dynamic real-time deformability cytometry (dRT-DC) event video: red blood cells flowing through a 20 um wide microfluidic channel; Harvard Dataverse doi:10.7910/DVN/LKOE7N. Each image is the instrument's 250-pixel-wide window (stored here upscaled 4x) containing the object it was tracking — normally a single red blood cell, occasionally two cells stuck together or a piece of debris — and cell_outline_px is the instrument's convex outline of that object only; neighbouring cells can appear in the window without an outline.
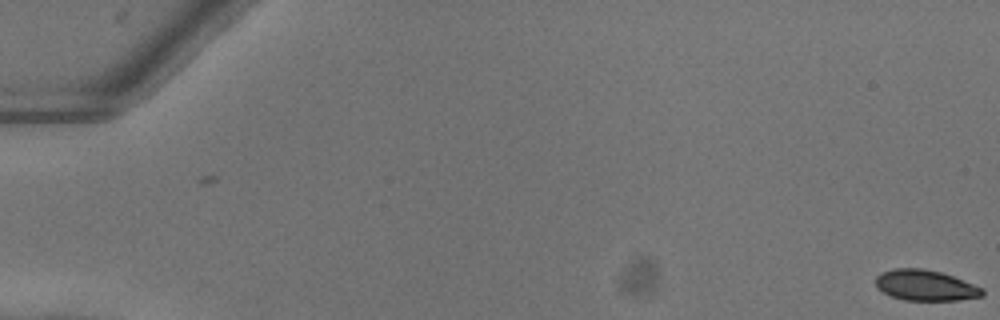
{"species": "common noctule bat (a hibernating species)", "species_latin": "Nyctalus noctula", "temperature_condition": "warm", "stored_images_in_passage": 54, "segment_of_instrument_passage": [1, 2], "camera_frame_rate_fps": 3000, "um_per_image_px": 0.085, "animal": {"sex": "female"}, "frame": {"image": 1, "passage_image": 1, "time_ms": 0.0, "image_size_px": [1000, 320], "cell_outline_px": [[984, 296], [960, 300], [904, 300], [892, 296], [876, 288], [876, 276], [880, 272], [892, 268], [924, 268], [940, 272], [952, 276], [984, 288]], "centroid_in_image_um": [78.65, 24.25], "position_along_channel_um": 6.3, "area_um2": 19.19}}
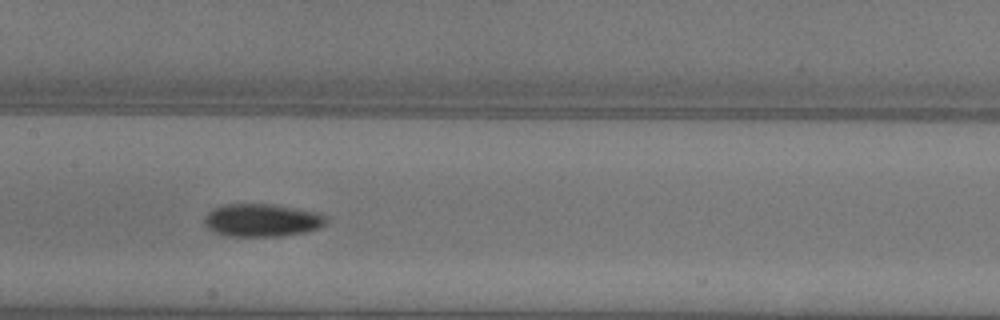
{"frame": {"image": 2, "passage_image": 28, "time_ms": 9.0, "image_size_px": [1000, 320], "cell_outline_px": [[324, 224], [320, 228], [304, 232], [280, 236], [228, 236], [212, 232], [204, 224], [204, 220], [208, 212], [212, 208], [224, 204], [272, 204], [320, 212], [324, 216]], "centroid_in_image_um": [22.22, 18.71], "position_along_channel_um": 185.2, "area_um2": 23.35}}
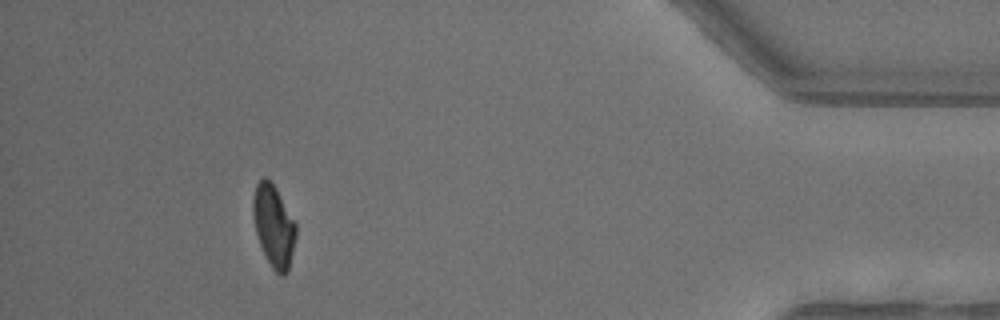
{"frame": {"image": 3, "passage_image": 49, "time_ms": 16.0, "image_size_px": [1000, 320], "cell_outline_px": [[296, 236], [288, 272], [284, 276], [280, 276], [272, 268], [260, 244], [256, 232], [252, 212], [252, 196], [256, 184], [264, 176], [276, 188], [296, 224]], "centroid_in_image_um": [23.26, 19.21], "position_along_channel_um": 411.9, "area_um2": 20.35}}